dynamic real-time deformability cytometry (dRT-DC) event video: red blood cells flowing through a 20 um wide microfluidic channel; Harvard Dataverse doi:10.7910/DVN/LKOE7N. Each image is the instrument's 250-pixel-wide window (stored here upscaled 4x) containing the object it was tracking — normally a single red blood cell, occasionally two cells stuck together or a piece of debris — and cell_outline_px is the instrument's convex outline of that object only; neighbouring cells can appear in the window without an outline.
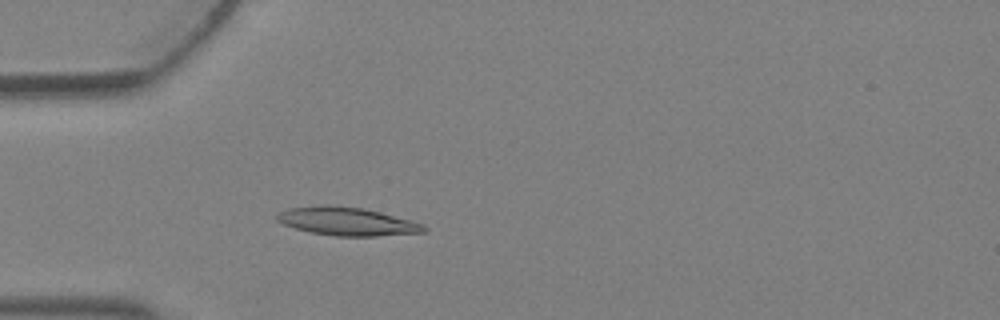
{"species": "Egyptian fruit bat (a non-hibernating species)", "species_latin": "Rousettus aegyptiacus", "temperature_condition": "warm", "stored_images_in_passage": 4, "camera_frame_rate_fps": 3000, "um_per_image_px": 0.085, "animal": {"sex": "female"}, "frame": {"image": 1, "passage_image": 4, "time_ms": 1.0, "image_size_px": [1000, 320], "cell_outline_px": [[428, 228], [424, 232], [376, 236], [336, 236], [312, 232], [296, 228], [284, 224], [276, 220], [276, 216], [280, 212], [288, 208], [324, 204], [364, 208], [412, 220], [424, 224]], "centroid_in_image_um": [29.52, 18.81], "position_along_channel_um": 55.5, "area_um2": 24.16}}